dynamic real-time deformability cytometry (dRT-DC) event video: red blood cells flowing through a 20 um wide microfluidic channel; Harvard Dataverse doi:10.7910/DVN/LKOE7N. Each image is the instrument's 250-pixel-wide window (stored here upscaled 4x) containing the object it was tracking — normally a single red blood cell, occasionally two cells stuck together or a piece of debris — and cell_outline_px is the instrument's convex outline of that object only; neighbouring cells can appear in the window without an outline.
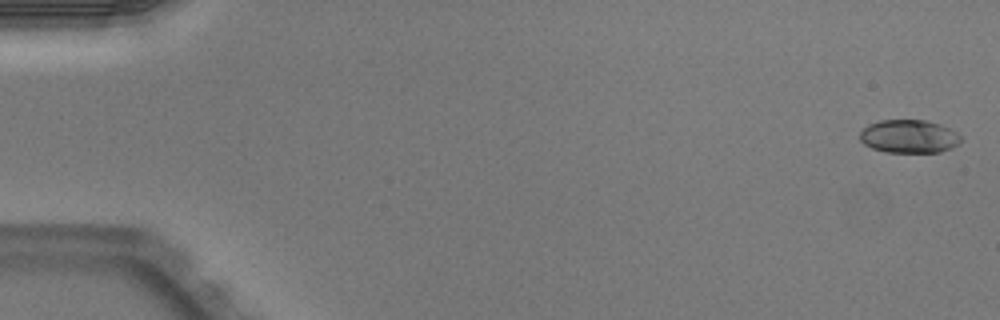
{"species": "Egyptian fruit bat (a non-hibernating species)", "species_latin": "Rousettus aegyptiacus", "temperature_condition": "warm", "stored_images_in_passage": 51, "camera_frame_rate_fps": 3000, "um_per_image_px": 0.085, "animal": {"sex": "male"}, "frame": {"image": 1, "passage_image": 1, "time_ms": 0.0, "image_size_px": [1000, 320], "cell_outline_px": [[964, 140], [960, 144], [952, 148], [940, 152], [884, 152], [872, 148], [864, 144], [860, 140], [860, 132], [868, 124], [880, 120], [928, 120], [940, 124], [956, 132]], "centroid_in_image_um": [77.29, 11.6], "position_along_channel_um": 7.7, "area_um2": 19.77}}
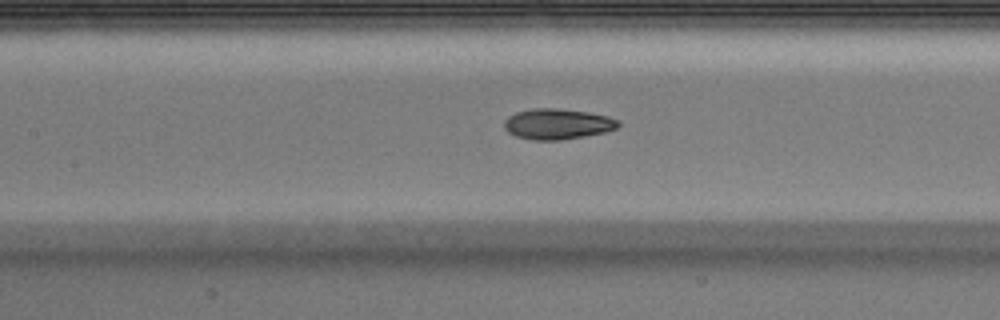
{"frame": {"image": 2, "passage_image": 24, "time_ms": 7.667, "image_size_px": [1000, 320], "cell_outline_px": [[620, 124], [616, 128], [604, 132], [560, 140], [532, 140], [516, 136], [508, 132], [504, 128], [504, 120], [508, 116], [516, 112], [532, 108], [556, 108], [588, 112], [608, 116], [620, 120]], "centroid_in_image_um": [47.36, 10.53], "position_along_channel_um": 160.0, "area_um2": 20.35}}
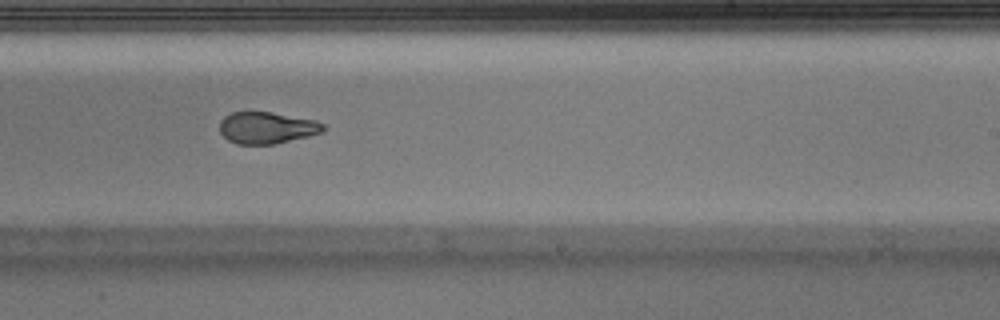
{"frame": {"image": 3, "passage_image": 32, "time_ms": 10.333, "image_size_px": [1000, 320], "cell_outline_px": [[328, 128], [320, 132], [308, 136], [272, 144], [236, 144], [228, 140], [220, 132], [220, 120], [224, 116], [232, 112], [272, 112], [316, 120], [324, 124]], "centroid_in_image_um": [22.68, 10.85], "position_along_channel_um": 266.3, "area_um2": 19.13}, "authors_computed_cell_mechanics": {"area_um2": 20.23, "velocity_mm_per_s": 3.9925, "shape_relaxation_time_tau1_ms": 4.7175, "shape_relaxation_time_tau2_ms": 2.2891, "deformation_change_tau1": 0.1766, "deformation_change_tau2": 0.0908}}